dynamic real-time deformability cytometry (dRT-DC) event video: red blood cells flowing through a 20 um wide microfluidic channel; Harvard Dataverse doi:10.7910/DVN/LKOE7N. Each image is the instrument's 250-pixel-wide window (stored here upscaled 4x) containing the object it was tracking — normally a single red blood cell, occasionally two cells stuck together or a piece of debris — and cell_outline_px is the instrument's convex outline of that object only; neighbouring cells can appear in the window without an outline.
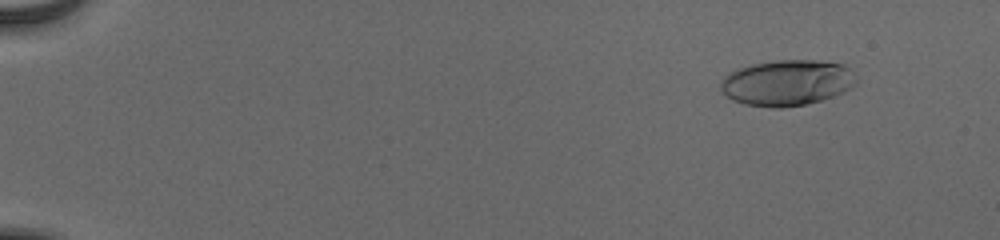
{"species": "human", "species_latin": "Homo sapiens", "temperature_condition": "cold", "stored_images_in_passage": 55, "camera_frame_rate_fps": 3000, "um_per_image_px": 0.085, "donor": {"sex": "male"}, "frame": {"image": 1, "passage_image": 6, "time_ms": 1.667, "image_size_px": [1000, 240], "cell_outline_px": [[856, 84], [844, 92], [836, 96], [804, 104], [780, 108], [772, 108], [744, 104], [732, 100], [720, 88], [720, 80], [728, 72], [752, 64], [776, 60], [820, 60], [844, 64], [856, 76]], "centroid_in_image_um": [66.9, 7.03], "position_along_channel_um": 18.1, "area_um2": 36.41}}
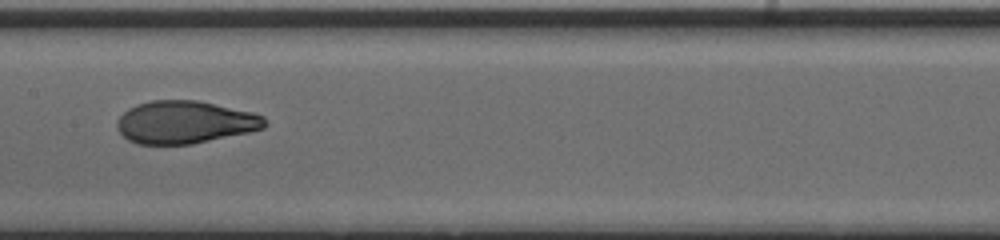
{"frame": {"image": 2, "passage_image": 31, "time_ms": 10.0, "image_size_px": [1000, 240], "cell_outline_px": [[268, 124], [264, 128], [248, 132], [192, 144], [136, 144], [128, 140], [116, 128], [116, 120], [128, 108], [136, 104], [152, 100], [196, 100], [252, 112], [264, 116]], "centroid_in_image_um": [15.7, 10.38], "position_along_channel_um": 191.7, "area_um2": 36.76}}
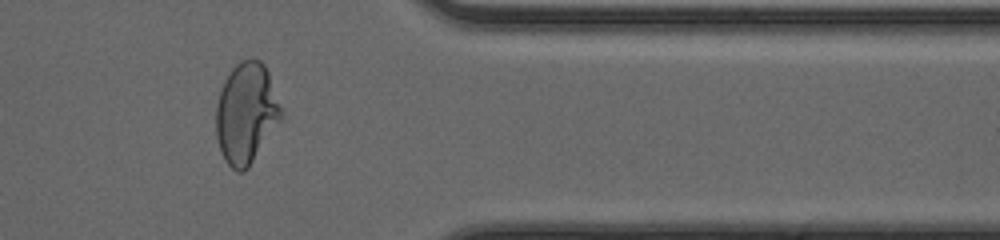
{"frame": {"image": 3, "passage_image": 47, "time_ms": 15.333, "image_size_px": [1000, 240], "cell_outline_px": [[284, 120], [248, 168], [244, 172], [236, 172], [224, 160], [220, 152], [216, 136], [216, 104], [220, 88], [224, 80], [232, 68], [240, 60], [252, 56], [260, 60], [264, 64], [268, 72], [284, 112]], "centroid_in_image_um": [20.96, 9.63], "position_along_channel_um": 390.4, "area_um2": 39.42}, "authors_computed_cell_mechanics": {"area_um2": 36.8764, "velocity_mm_per_s": 3.907, "shape_relaxation_time_tau1_ms": 4.5115, "shape_relaxation_time_tau2_ms": 0.8316, "deformation_change_tau1": 0.2208, "deformation_change_tau2": 0.0584}}